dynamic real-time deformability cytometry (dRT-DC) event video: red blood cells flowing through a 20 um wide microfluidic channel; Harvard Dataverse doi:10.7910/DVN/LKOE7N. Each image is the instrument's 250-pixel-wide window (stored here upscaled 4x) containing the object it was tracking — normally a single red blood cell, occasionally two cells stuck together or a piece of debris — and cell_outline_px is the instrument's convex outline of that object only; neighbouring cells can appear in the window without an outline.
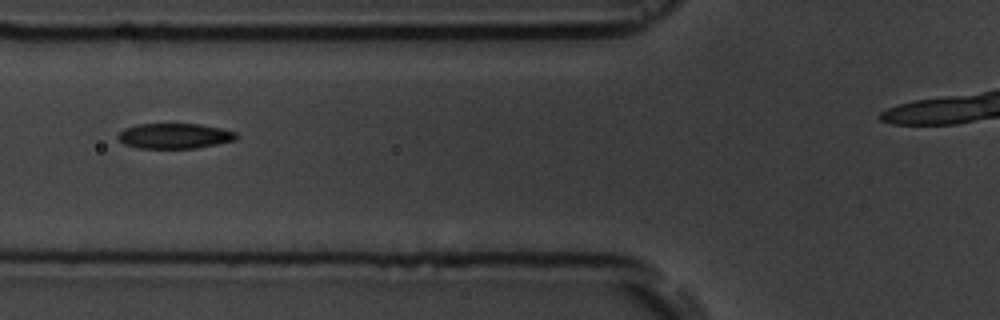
{"species": "common noctule bat (a hibernating species)", "species_latin": "Nyctalus noctula", "temperature_condition": "room temperature", "stored_images_in_passage": 3, "segment_of_instrument_passage": [1, 2], "camera_frame_rate_fps": 3000, "um_per_image_px": 0.085, "animal": {"sex": "male", "body_mass_g": 19.5, "forearm_length_mm": 54.6}, "frame": {"image": 1, "passage_image": 2, "time_ms": 1.0, "image_size_px": [1000, 320], "cell_outline_px": [[240, 136], [236, 140], [196, 148], [136, 148], [124, 144], [116, 136], [124, 128], [136, 124], [200, 124], [220, 128], [236, 132]], "centroid_in_image_um": [14.84, 11.55], "position_along_channel_um": 111.0, "area_um2": 17.51}}